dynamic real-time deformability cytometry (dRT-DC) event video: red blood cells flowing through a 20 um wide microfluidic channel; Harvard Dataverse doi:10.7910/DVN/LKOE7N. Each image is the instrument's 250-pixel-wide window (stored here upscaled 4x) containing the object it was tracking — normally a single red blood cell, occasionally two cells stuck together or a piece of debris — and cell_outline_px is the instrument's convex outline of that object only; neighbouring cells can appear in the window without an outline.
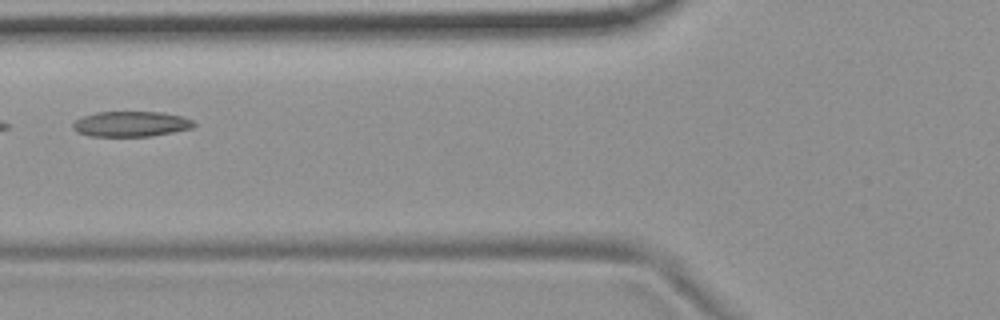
{"species": "common noctule bat (a hibernating species)", "species_latin": "Nyctalus noctula", "temperature_condition": "room temperature", "stored_images_in_passage": 4, "camera_frame_rate_fps": 3000, "um_per_image_px": 0.085, "animal": {"sex": "female", "body_mass_g": 19.9}, "frame": {"image": 1, "passage_image": 2, "time_ms": 0.333, "image_size_px": [1000, 320], "cell_outline_px": [[196, 124], [192, 128], [172, 132], [148, 136], [88, 136], [76, 132], [72, 128], [72, 124], [76, 120], [84, 116], [96, 112], [160, 112], [180, 116], [192, 120]], "centroid_in_image_um": [11.09, 10.54], "position_along_channel_um": 114.7, "area_um2": 17.74}}
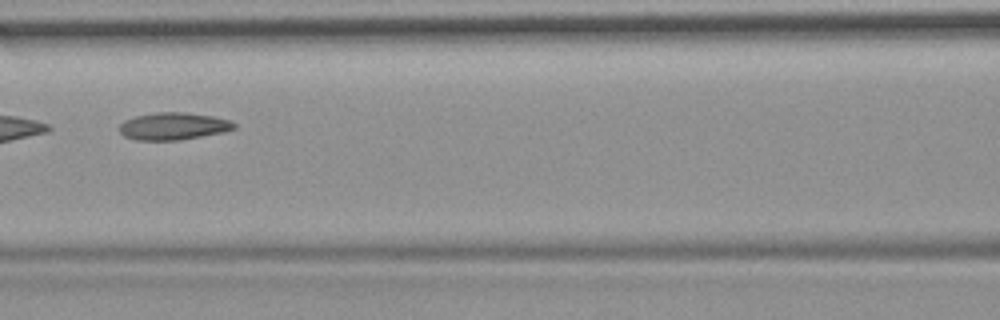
{"frame": {"image": 2, "passage_image": 3, "time_ms": 0.667, "image_size_px": [1000, 320], "cell_outline_px": [[236, 128], [224, 132], [180, 140], [136, 140], [124, 136], [120, 132], [120, 124], [124, 120], [136, 116], [156, 112], [184, 112], [212, 116], [228, 120], [236, 124]], "centroid_in_image_um": [14.73, 10.73], "position_along_channel_um": 151.9, "area_um2": 18.21}}